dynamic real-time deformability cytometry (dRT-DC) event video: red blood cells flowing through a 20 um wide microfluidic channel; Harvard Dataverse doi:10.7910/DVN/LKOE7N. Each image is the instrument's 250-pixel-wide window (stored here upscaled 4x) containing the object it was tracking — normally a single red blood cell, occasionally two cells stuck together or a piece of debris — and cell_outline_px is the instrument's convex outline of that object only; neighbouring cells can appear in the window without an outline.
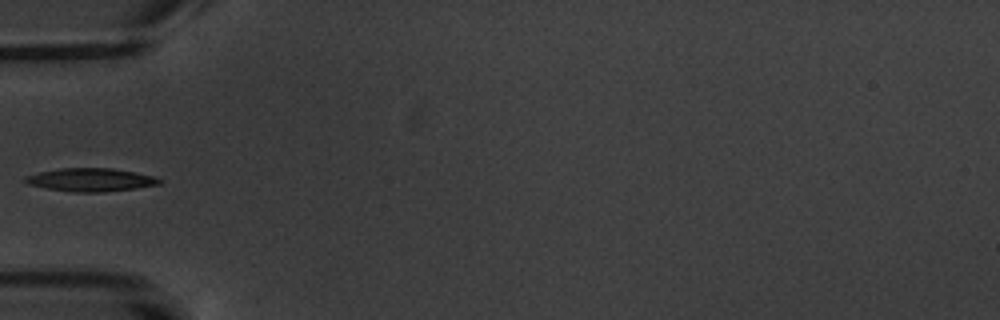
{"species": "common noctule bat (a hibernating species)", "species_latin": "Nyctalus noctula", "temperature_condition": "warm", "stored_images_in_passage": 17, "camera_frame_rate_fps": 3000, "um_per_image_px": 0.085, "animal": {"sex": "male", "body_mass_g": 20.1, "forearm_length_mm": 53.5}, "frame": {"image": 1, "passage_image": 6, "time_ms": 6.667, "image_size_px": [1000, 320], "cell_outline_px": [[160, 184], [136, 188], [100, 192], [72, 192], [44, 188], [28, 184], [24, 180], [24, 176], [40, 172], [60, 168], [112, 168], [156, 176], [160, 180]], "centroid_in_image_um": [7.69, 15.28], "position_along_channel_um": 77.3, "area_um2": 18.09}}
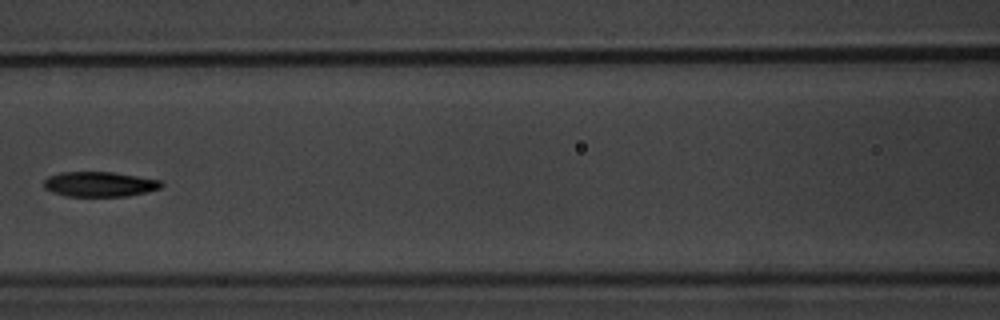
{"frame": {"image": 2, "passage_image": 8, "time_ms": 9.0, "image_size_px": [1000, 320], "cell_outline_px": [[164, 184], [160, 188], [128, 196], [64, 196], [52, 192], [44, 188], [44, 180], [48, 176], [60, 172], [112, 172], [160, 180]], "centroid_in_image_um": [8.42, 15.65], "position_along_channel_um": 158.2, "area_um2": 17.05}}
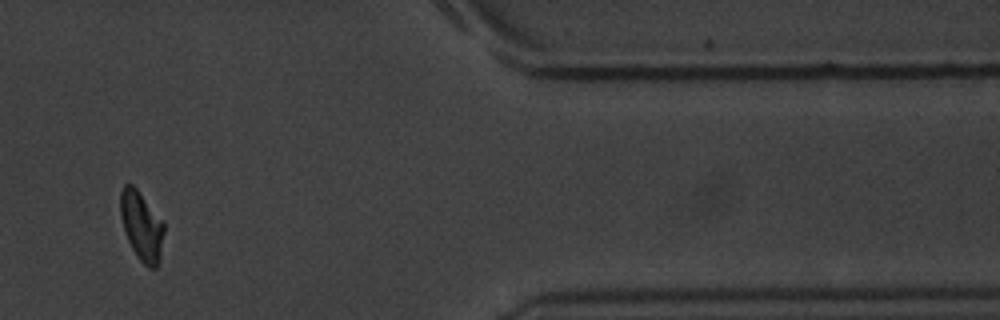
{"frame": {"image": 3, "passage_image": 15, "time_ms": 17.0, "image_size_px": [1000, 320], "cell_outline_px": [[164, 232], [160, 260], [156, 268], [148, 268], [140, 260], [132, 248], [128, 240], [124, 228], [120, 212], [120, 192], [124, 184], [132, 184], [136, 188], [164, 224]], "centroid_in_image_um": [12.03, 19.23], "position_along_channel_um": 399.4, "area_um2": 17.22}, "authors_computed_cell_mechanics": {"area_um2": 17.051, "velocity_mm_per_s": 3.4237, "shape_relaxation_time_tau1_ms": 5.9495, "shape_relaxation_time_tau2_ms": null, "deformation_change_tau1": 0.1646, "deformation_change_tau2": null}}